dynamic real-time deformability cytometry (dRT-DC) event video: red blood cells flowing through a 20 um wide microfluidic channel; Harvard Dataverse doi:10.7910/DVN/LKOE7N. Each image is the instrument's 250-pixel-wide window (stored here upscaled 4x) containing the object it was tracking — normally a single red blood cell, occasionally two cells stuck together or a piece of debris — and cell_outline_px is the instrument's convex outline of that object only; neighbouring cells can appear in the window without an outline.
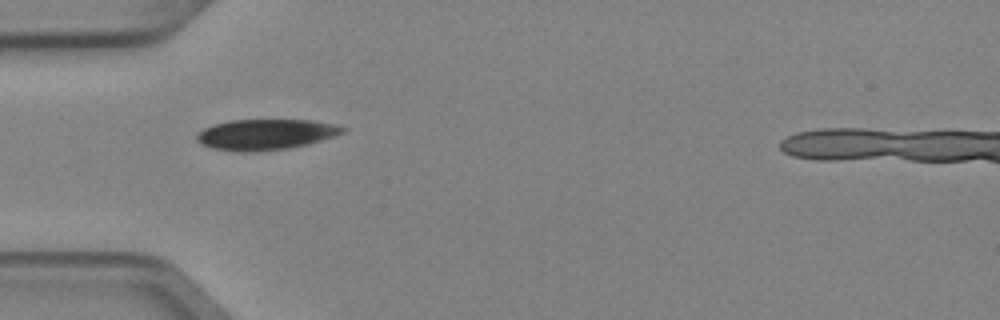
{"species": "Egyptian fruit bat (a non-hibernating species)", "species_latin": "Rousettus aegyptiacus", "temperature_condition": "cold", "stored_images_in_passage": 4, "camera_frame_rate_fps": 3000, "um_per_image_px": 0.085, "animal": {"sex": "female"}, "frame": {"image": 1, "passage_image": 4, "time_ms": 1.0, "image_size_px": [1000, 320], "cell_outline_px": [[348, 128], [344, 132], [320, 140], [288, 148], [244, 152], [212, 148], [196, 140], [196, 132], [204, 128], [216, 124], [232, 120], [312, 120], [336, 124]], "centroid_in_image_um": [22.58, 11.41], "position_along_channel_um": 62.4, "area_um2": 25.66}}